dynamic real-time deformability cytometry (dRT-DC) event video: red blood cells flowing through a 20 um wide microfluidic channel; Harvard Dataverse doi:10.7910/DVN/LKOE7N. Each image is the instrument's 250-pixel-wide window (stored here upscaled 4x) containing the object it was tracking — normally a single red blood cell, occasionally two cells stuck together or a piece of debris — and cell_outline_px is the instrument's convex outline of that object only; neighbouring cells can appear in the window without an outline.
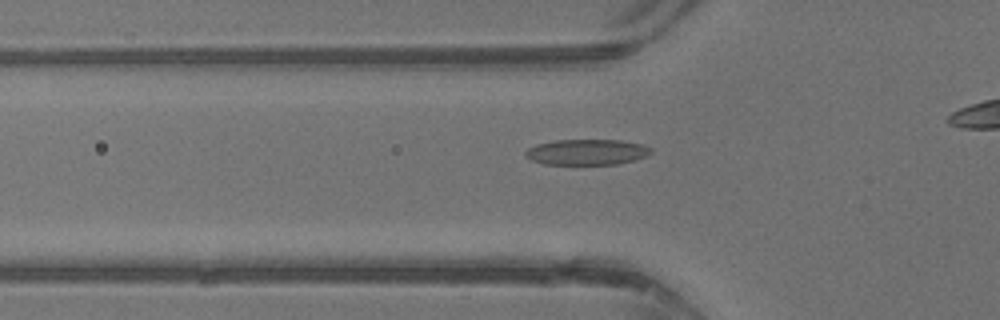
{"species": "common noctule bat (a hibernating species)", "species_latin": "Nyctalus noctula", "temperature_condition": "warm", "stored_images_in_passage": 28, "camera_frame_rate_fps": 3000, "um_per_image_px": 0.085, "animal": {"sex": "male", "body_mass_g": 13.3}, "frame": {"image": 1, "passage_image": 6, "time_ms": 1.667, "image_size_px": [1000, 320], "cell_outline_px": [[652, 152], [648, 156], [636, 160], [616, 164], [544, 164], [532, 160], [524, 156], [524, 152], [528, 148], [536, 144], [556, 140], [620, 140], [644, 144], [652, 148]], "centroid_in_image_um": [49.91, 12.92], "position_along_channel_um": 75.9, "area_um2": 18.96}}
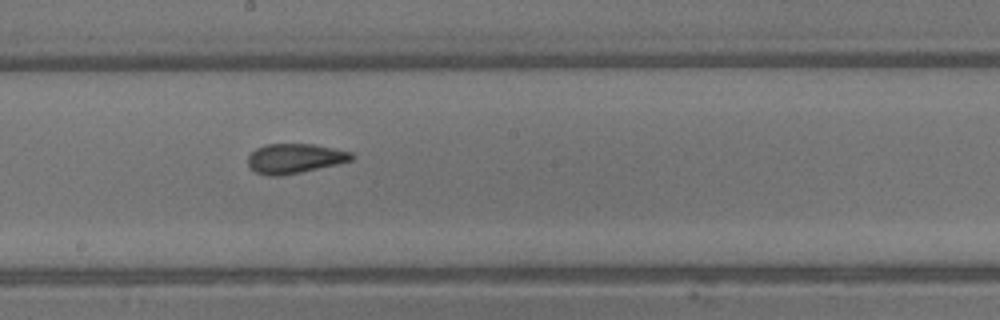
{"frame": {"image": 2, "passage_image": 15, "time_ms": 4.667, "image_size_px": [1000, 320], "cell_outline_px": [[356, 156], [352, 160], [336, 164], [300, 172], [280, 176], [268, 176], [256, 172], [248, 168], [248, 156], [256, 148], [264, 144], [312, 144], [352, 152]], "centroid_in_image_um": [25.02, 13.47], "position_along_channel_um": 223.2, "area_um2": 17.92}}
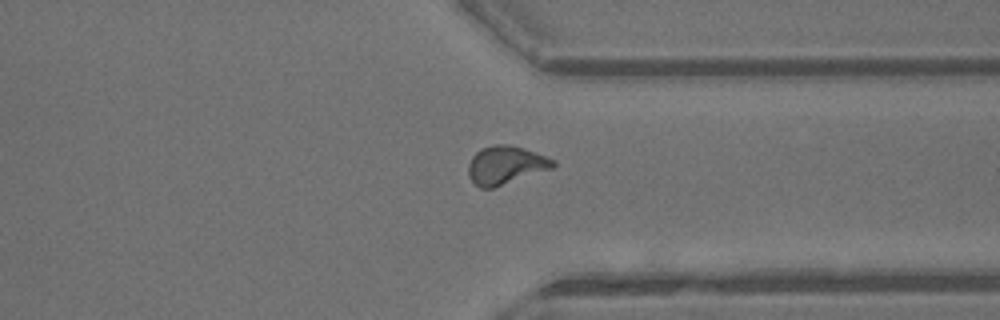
{"frame": {"image": 3, "passage_image": 24, "time_ms": 7.667, "image_size_px": [1000, 320], "cell_outline_px": [[556, 164], [552, 168], [492, 188], [480, 188], [468, 176], [468, 164], [472, 156], [480, 148], [496, 144], [508, 144], [524, 148], [556, 160]], "centroid_in_image_um": [42.96, 14.02], "position_along_channel_um": 368.4, "area_um2": 18.79}}